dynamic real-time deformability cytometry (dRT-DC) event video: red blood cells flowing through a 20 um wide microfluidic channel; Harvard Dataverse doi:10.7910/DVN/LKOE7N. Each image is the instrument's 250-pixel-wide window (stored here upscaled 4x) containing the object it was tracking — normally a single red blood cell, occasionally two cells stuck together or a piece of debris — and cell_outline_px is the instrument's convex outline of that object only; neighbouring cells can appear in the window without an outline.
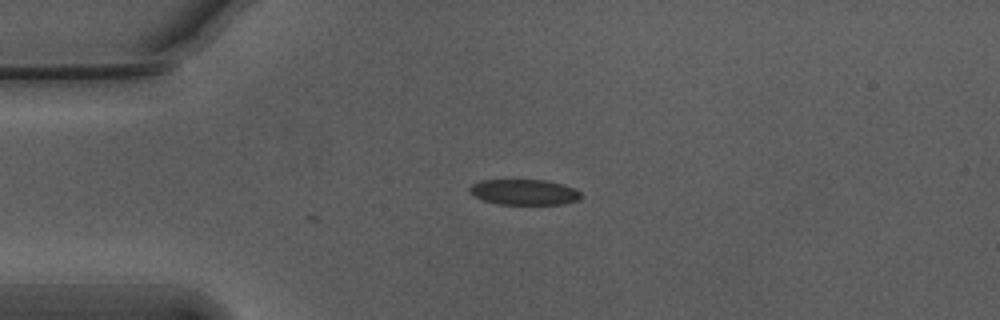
{"species": "Egyptian fruit bat (a non-hibernating species)", "species_latin": "Rousettus aegyptiacus", "temperature_condition": "warm", "stored_images_in_passage": 2, "camera_frame_rate_fps": 3000, "um_per_image_px": 0.085, "animal": {"sex": "male"}, "frame": {"image": 1, "passage_image": 2, "time_ms": 0.333, "image_size_px": [1000, 320], "cell_outline_px": [[580, 196], [576, 200], [560, 204], [500, 204], [484, 200], [476, 196], [468, 188], [472, 184], [480, 180], [544, 180], [576, 188], [580, 192]], "centroid_in_image_um": [44.54, 16.32], "position_along_channel_um": 40.5, "area_um2": 16.24}}